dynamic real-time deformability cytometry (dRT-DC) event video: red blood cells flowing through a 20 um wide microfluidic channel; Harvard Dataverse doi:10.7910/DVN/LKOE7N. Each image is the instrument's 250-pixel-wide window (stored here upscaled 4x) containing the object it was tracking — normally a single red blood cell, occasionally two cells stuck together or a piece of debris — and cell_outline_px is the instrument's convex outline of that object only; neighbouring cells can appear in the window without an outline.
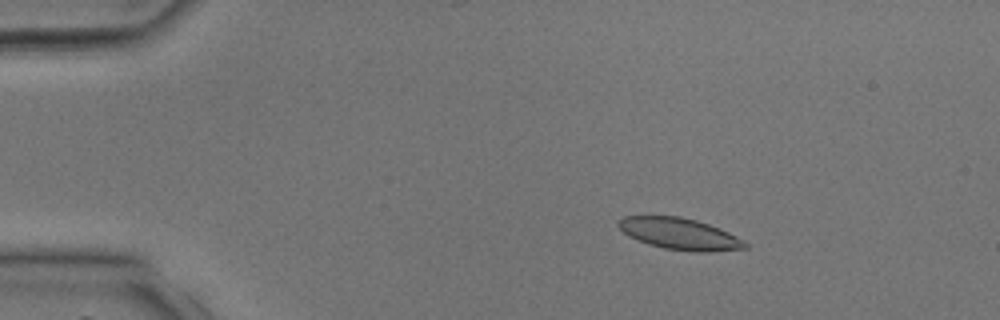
{"species": "common noctule bat (a hibernating species)", "species_latin": "Nyctalus noctula", "temperature_condition": "room temperature", "stored_images_in_passage": 39, "camera_frame_rate_fps": 3000, "um_per_image_px": 0.085, "animal": {"sex": "male", "body_mass_g": 17.9, "forearm_length_mm": 54.2}, "frame": {"image": 1, "passage_image": 7, "time_ms": 2.0, "image_size_px": [1000, 320], "cell_outline_px": [[748, 248], [708, 252], [692, 252], [664, 248], [648, 244], [628, 236], [616, 224], [616, 220], [624, 216], [680, 216], [696, 220], [708, 224], [728, 232], [744, 240], [748, 244]], "centroid_in_image_um": [57.76, 19.88], "position_along_channel_um": 27.2, "area_um2": 23.35}}
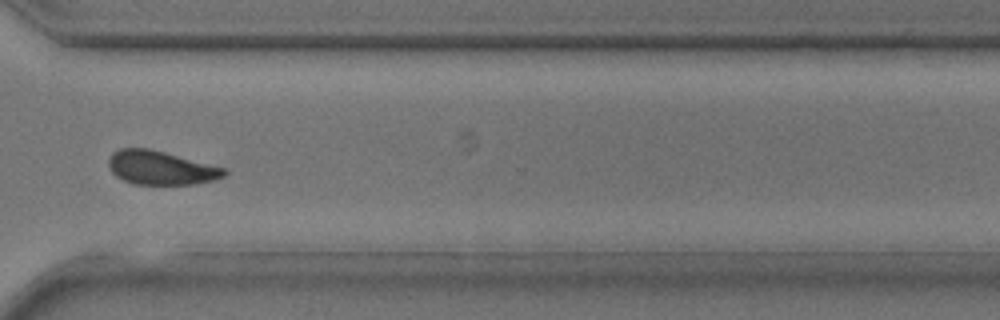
{"frame": {"image": 2, "passage_image": 30, "time_ms": 9.667, "image_size_px": [1000, 320], "cell_outline_px": [[228, 172], [224, 176], [212, 180], [192, 184], [132, 184], [116, 176], [112, 172], [108, 164], [108, 160], [112, 152], [120, 148], [148, 148], [228, 168]], "centroid_in_image_um": [13.67, 14.26], "position_along_channel_um": 356.9, "area_um2": 22.77}}
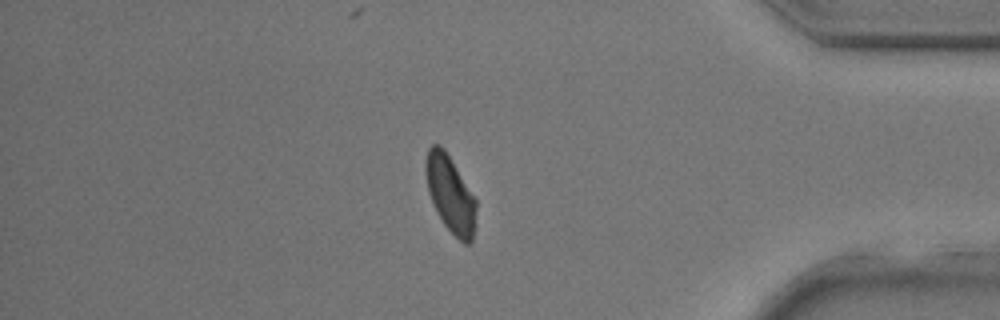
{"frame": {"image": 3, "passage_image": 34, "time_ms": 11.0, "image_size_px": [1000, 320], "cell_outline_px": [[476, 208], [472, 244], [464, 244], [444, 224], [428, 192], [424, 168], [424, 164], [428, 148], [432, 144], [440, 144], [444, 148], [476, 200]], "centroid_in_image_um": [38.26, 16.47], "position_along_channel_um": 396.9, "area_um2": 22.2}}